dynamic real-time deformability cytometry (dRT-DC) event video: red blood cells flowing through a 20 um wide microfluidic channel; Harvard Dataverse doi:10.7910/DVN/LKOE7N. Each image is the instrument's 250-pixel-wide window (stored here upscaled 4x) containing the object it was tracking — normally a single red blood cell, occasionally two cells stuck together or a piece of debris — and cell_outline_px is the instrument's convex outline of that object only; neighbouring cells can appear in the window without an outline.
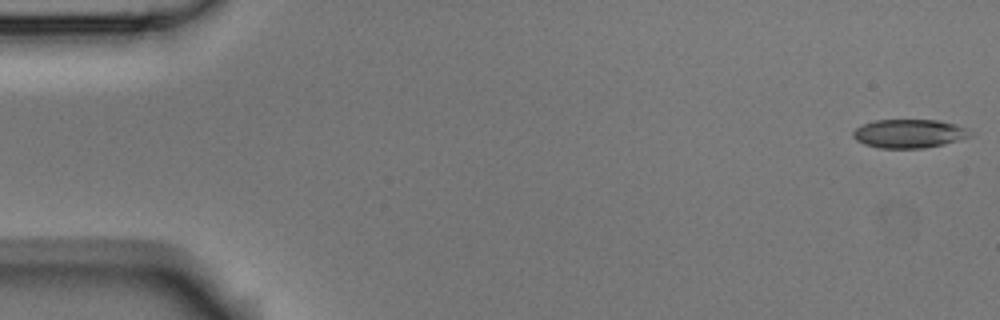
{"species": "Egyptian fruit bat (a non-hibernating species)", "species_latin": "Rousettus aegyptiacus", "temperature_condition": "room temperature", "stored_images_in_passage": 5, "camera_frame_rate_fps": 3000, "um_per_image_px": 0.085, "animal": {"sex": "male"}, "frame": {"image": 1, "passage_image": 1, "time_ms": 0.0, "image_size_px": [1000, 320], "cell_outline_px": [[976, 132], [972, 136], [944, 144], [924, 148], [880, 148], [864, 144], [856, 140], [852, 136], [852, 132], [856, 128], [872, 120], [940, 120], [956, 124], [968, 128]], "centroid_in_image_um": [77.32, 11.35], "position_along_channel_um": 7.7, "area_um2": 19.83}}
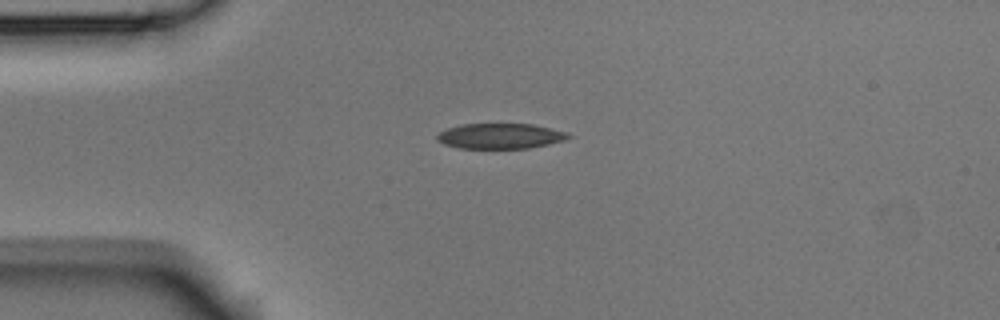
{"frame": {"image": 2, "passage_image": 4, "time_ms": 1.0, "image_size_px": [1000, 320], "cell_outline_px": [[572, 136], [564, 140], [548, 144], [528, 148], [460, 148], [444, 144], [436, 140], [436, 136], [440, 132], [448, 128], [464, 124], [532, 124], [568, 132]], "centroid_in_image_um": [42.53, 11.56], "position_along_channel_um": 42.5, "area_um2": 19.25}}